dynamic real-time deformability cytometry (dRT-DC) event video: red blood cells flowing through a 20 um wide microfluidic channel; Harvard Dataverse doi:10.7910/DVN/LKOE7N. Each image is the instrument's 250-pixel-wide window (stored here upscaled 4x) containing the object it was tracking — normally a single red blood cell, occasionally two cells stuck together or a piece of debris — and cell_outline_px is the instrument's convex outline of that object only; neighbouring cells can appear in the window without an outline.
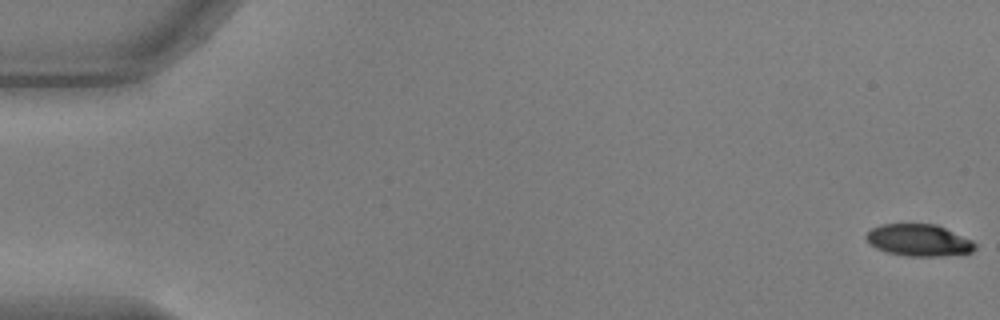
{"species": "common noctule bat (a hibernating species)", "species_latin": "Nyctalus noctula", "temperature_condition": "warm", "stored_images_in_passage": 55, "camera_frame_rate_fps": 3000, "um_per_image_px": 0.085, "animal": {"sex": "male", "body_mass_g": 17.9, "forearm_length_mm": 54.2}, "frame": {"image": 1, "passage_image": 1, "time_ms": 0.0, "image_size_px": [1000, 320], "cell_outline_px": [[976, 248], [972, 252], [944, 256], [908, 256], [884, 252], [868, 244], [864, 236], [872, 228], [880, 224], [936, 224], [972, 240], [976, 244]], "centroid_in_image_um": [78.07, 20.42], "position_along_channel_um": 6.9, "area_um2": 20.4}}
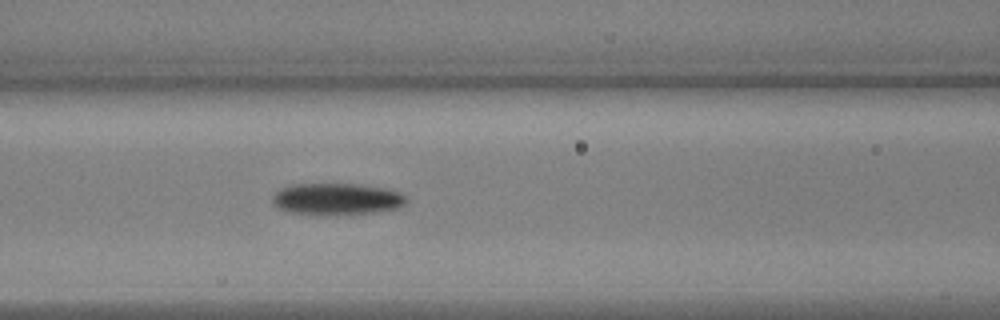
{"frame": {"image": 2, "passage_image": 24, "time_ms": 7.667, "image_size_px": [1000, 320], "cell_outline_px": [[408, 200], [400, 208], [372, 212], [328, 216], [288, 212], [272, 204], [272, 196], [280, 188], [292, 184], [356, 184], [388, 188], [400, 192], [408, 196]], "centroid_in_image_um": [28.64, 16.92], "position_along_channel_um": 138.0, "area_um2": 25.2}}
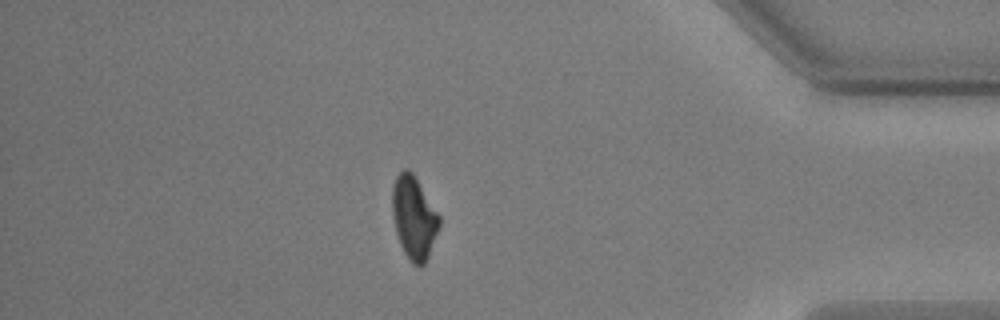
{"frame": {"image": 3, "passage_image": 48, "time_ms": 15.667, "image_size_px": [1000, 320], "cell_outline_px": [[440, 224], [428, 256], [424, 264], [420, 268], [412, 264], [408, 260], [400, 244], [396, 232], [392, 212], [392, 188], [396, 176], [404, 168], [408, 168], [412, 172], [440, 216]], "centroid_in_image_um": [35.17, 18.51], "position_along_channel_um": 400.0, "area_um2": 22.6}}